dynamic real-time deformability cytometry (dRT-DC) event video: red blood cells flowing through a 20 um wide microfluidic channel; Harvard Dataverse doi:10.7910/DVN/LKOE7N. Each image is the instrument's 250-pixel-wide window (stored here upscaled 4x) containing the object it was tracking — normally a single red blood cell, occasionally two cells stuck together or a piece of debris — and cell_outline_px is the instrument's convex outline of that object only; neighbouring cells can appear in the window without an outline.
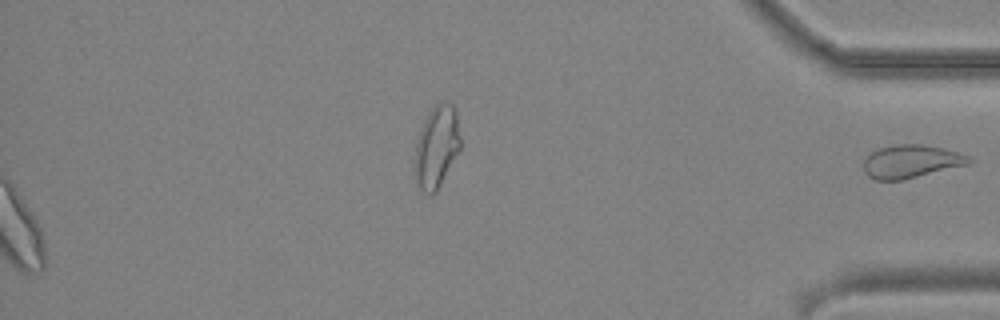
{"species": "common noctule bat (a hibernating species)", "species_latin": "Nyctalus noctula", "temperature_condition": "cold", "stored_images_in_passage": 47, "segment_of_instrument_passage": [2, 2], "camera_frame_rate_fps": 3000, "um_per_image_px": 0.085, "animal": {"sex": "male", "body_mass_g": 19.2, "forearm_length_mm": 51.8}, "frame": {"image": 1, "passage_image": 47, "time_ms": 15.333, "image_size_px": [1000, 320], "cell_outline_px": [[972, 160], [968, 164], [904, 180], [876, 180], [868, 176], [864, 172], [864, 160], [872, 152], [880, 148], [900, 144], [920, 144], [944, 148], [968, 156]], "centroid_in_image_um": [77.43, 13.73], "position_along_channel_um": 357.8, "area_um2": 20.11}}